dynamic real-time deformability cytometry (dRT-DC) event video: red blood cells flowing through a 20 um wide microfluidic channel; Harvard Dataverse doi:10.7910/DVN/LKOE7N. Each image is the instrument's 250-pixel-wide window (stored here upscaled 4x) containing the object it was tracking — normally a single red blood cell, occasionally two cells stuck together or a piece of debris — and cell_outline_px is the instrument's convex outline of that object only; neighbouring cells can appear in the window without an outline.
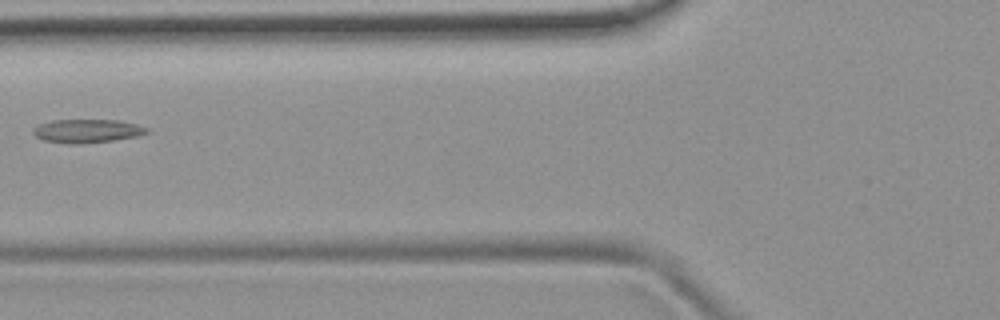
{"species": "common noctule bat (a hibernating species)", "species_latin": "Nyctalus noctula", "temperature_condition": "room temperature", "stored_images_in_passage": 3, "camera_frame_rate_fps": 3000, "um_per_image_px": 0.085, "animal": {"sex": "female", "body_mass_g": 19.9}, "frame": {"image": 1, "passage_image": 2, "time_ms": 1.333, "image_size_px": [1000, 320], "cell_outline_px": [[148, 132], [136, 136], [112, 140], [80, 144], [72, 144], [44, 140], [36, 136], [32, 132], [32, 128], [40, 124], [52, 120], [116, 120], [136, 124], [148, 128]], "centroid_in_image_um": [7.37, 11.13], "position_along_channel_um": 118.4, "area_um2": 15.37}}
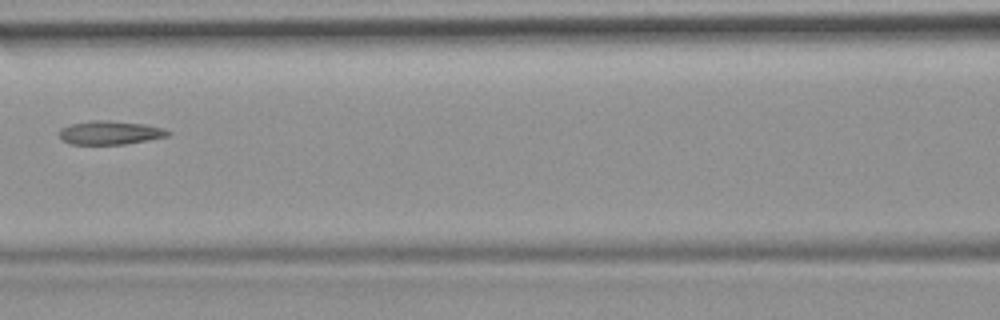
{"frame": {"image": 2, "passage_image": 3, "time_ms": 2.333, "image_size_px": [1000, 320], "cell_outline_px": [[172, 132], [168, 136], [124, 144], [72, 144], [64, 140], [60, 136], [60, 128], [72, 124], [92, 120], [108, 120], [144, 124], [164, 128]], "centroid_in_image_um": [9.38, 11.27], "position_along_channel_um": 157.2, "area_um2": 14.8}}